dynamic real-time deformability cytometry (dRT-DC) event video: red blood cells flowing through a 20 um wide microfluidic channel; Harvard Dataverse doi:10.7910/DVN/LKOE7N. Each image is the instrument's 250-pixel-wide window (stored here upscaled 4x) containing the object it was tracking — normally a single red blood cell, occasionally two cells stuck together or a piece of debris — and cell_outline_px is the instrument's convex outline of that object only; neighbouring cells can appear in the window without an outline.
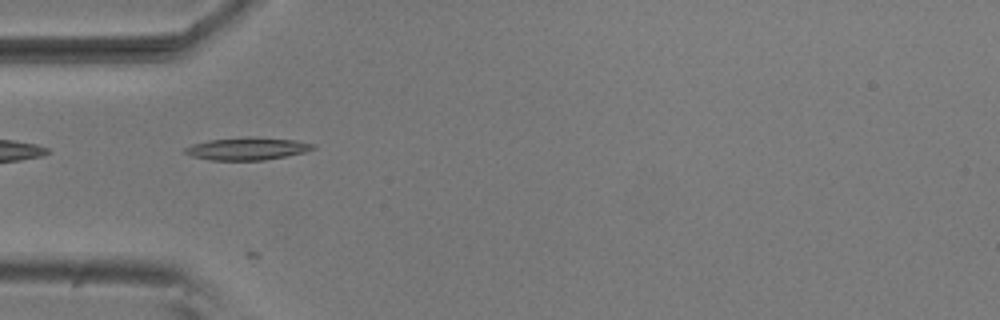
{"species": "common noctule bat (a hibernating species)", "species_latin": "Nyctalus noctula", "temperature_condition": "room temperature", "stored_images_in_passage": 7, "camera_frame_rate_fps": 3000, "um_per_image_px": 0.085, "animal": {"sex": "male", "body_mass_g": 20.5, "forearm_length_mm": 52.5}, "frame": {"image": 1, "passage_image": 4, "time_ms": 1.0, "image_size_px": [1000, 320], "cell_outline_px": [[316, 148], [304, 152], [264, 160], [212, 160], [192, 156], [184, 152], [184, 148], [192, 144], [208, 140], [296, 140], [316, 144]], "centroid_in_image_um": [21.0, 12.69], "position_along_channel_um": 64.0, "area_um2": 15.55}}
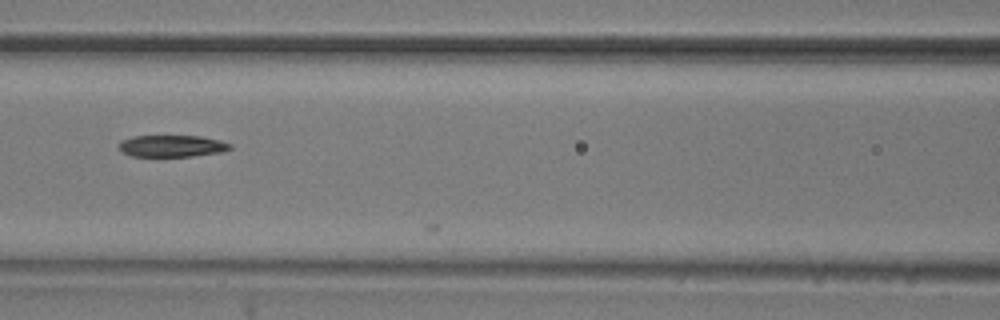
{"frame": {"image": 2, "passage_image": 6, "time_ms": 1.667, "image_size_px": [1000, 320], "cell_outline_px": [[232, 148], [220, 152], [192, 156], [132, 156], [120, 152], [120, 140], [132, 136], [200, 136], [220, 140], [232, 144]], "centroid_in_image_um": [14.6, 12.4], "position_along_channel_um": 152.0, "area_um2": 14.1}}